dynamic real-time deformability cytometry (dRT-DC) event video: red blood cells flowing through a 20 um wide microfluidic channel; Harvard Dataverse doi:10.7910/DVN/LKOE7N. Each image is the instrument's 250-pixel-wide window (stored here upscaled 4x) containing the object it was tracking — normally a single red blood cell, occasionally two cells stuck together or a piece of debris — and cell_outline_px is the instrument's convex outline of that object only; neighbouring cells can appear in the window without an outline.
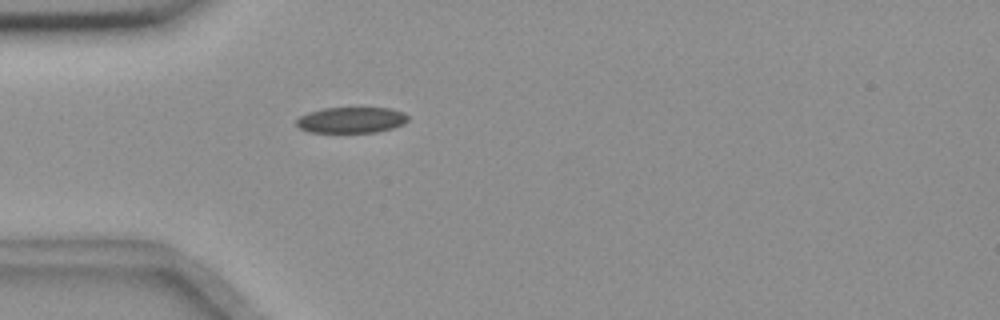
{"species": "common noctule bat (a hibernating species)", "species_latin": "Nyctalus noctula", "temperature_condition": "room temperature", "stored_images_in_passage": 2, "camera_frame_rate_fps": 3000, "um_per_image_px": 0.085, "animal": {"sex": "female", "body_mass_g": 18.4}, "frame": {"image": 1, "passage_image": 2, "time_ms": 1.333, "image_size_px": [1000, 320], "cell_outline_px": [[408, 120], [404, 124], [392, 128], [376, 132], [308, 132], [300, 128], [296, 124], [296, 120], [300, 116], [308, 112], [324, 108], [388, 108], [404, 112], [408, 116]], "centroid_in_image_um": [29.86, 10.2], "position_along_channel_um": 55.1, "area_um2": 16.82}}